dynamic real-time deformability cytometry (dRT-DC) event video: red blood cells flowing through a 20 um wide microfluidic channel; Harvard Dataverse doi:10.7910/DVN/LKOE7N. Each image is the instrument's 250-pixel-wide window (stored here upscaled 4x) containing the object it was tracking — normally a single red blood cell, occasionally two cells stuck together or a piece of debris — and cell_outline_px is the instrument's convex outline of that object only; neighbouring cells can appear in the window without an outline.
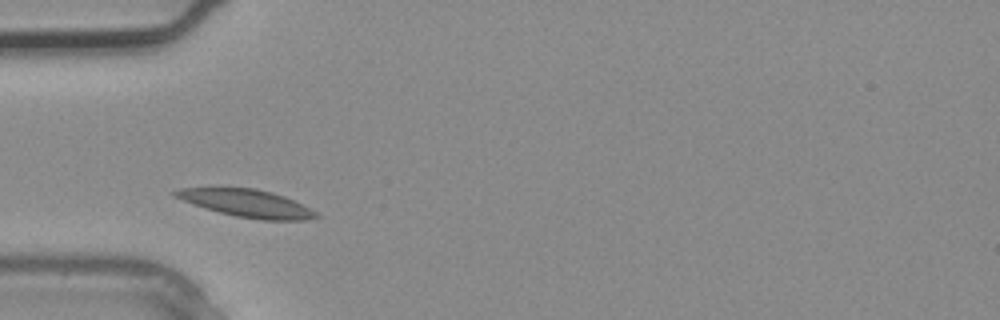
{"species": "common noctule bat (a hibernating species)", "species_latin": "Nyctalus noctula", "temperature_condition": "warm", "stored_images_in_passage": 2, "camera_frame_rate_fps": 3000, "um_per_image_px": 0.085, "animal": {"sex": "male", "body_mass_g": 20.4}, "frame": {"image": 1, "passage_image": 2, "time_ms": 0.333, "image_size_px": [1000, 320], "cell_outline_px": [[320, 216], [304, 220], [260, 220], [236, 216], [220, 212], [172, 196], [172, 192], [180, 188], [256, 188], [272, 192], [284, 196], [316, 212]], "centroid_in_image_um": [20.99, 17.27], "position_along_channel_um": 64.0, "area_um2": 22.08}}